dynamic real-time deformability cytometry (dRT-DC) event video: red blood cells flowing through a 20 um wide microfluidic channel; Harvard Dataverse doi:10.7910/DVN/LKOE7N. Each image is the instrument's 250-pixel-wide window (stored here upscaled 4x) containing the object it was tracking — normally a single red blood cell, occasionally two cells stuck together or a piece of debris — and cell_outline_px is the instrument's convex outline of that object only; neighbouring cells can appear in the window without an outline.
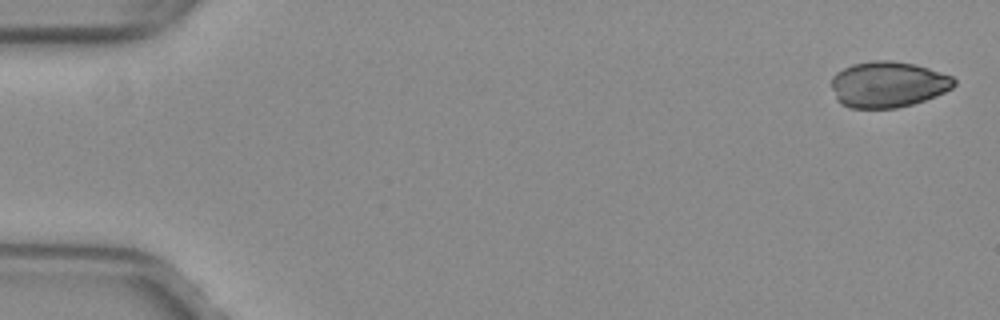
{"species": "common noctule bat (a hibernating species)", "species_latin": "Nyctalus noctula", "temperature_condition": "warm", "stored_images_in_passage": 51, "camera_frame_rate_fps": 3000, "um_per_image_px": 0.085, "animal": {"sex": "female", "body_mass_g": 29.2, "forearm_length_mm": 56.3}, "frame": {"image": 1, "passage_image": 1, "time_ms": 0.0, "image_size_px": [1000, 320], "cell_outline_px": [[956, 84], [952, 88], [936, 96], [912, 104], [896, 108], [848, 108], [840, 104], [836, 100], [832, 88], [832, 76], [836, 72], [852, 64], [872, 60], [892, 60], [916, 64], [952, 76], [956, 80]], "centroid_in_image_um": [75.46, 7.17], "position_along_channel_um": 9.5, "area_um2": 33.12}}